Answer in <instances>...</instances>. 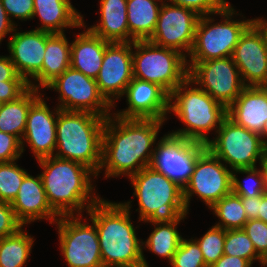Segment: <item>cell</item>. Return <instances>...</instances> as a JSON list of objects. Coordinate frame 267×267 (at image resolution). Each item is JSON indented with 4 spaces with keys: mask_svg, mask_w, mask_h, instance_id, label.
Returning a JSON list of instances; mask_svg holds the SVG:
<instances>
[{
    "mask_svg": "<svg viewBox=\"0 0 267 267\" xmlns=\"http://www.w3.org/2000/svg\"><path fill=\"white\" fill-rule=\"evenodd\" d=\"M199 17L192 9L164 1L153 35L148 40L155 45L178 50L187 57L194 44Z\"/></svg>",
    "mask_w": 267,
    "mask_h": 267,
    "instance_id": "14",
    "label": "cell"
},
{
    "mask_svg": "<svg viewBox=\"0 0 267 267\" xmlns=\"http://www.w3.org/2000/svg\"><path fill=\"white\" fill-rule=\"evenodd\" d=\"M166 1V0H164ZM171 4L194 10L199 16L217 15L229 2L226 0H167Z\"/></svg>",
    "mask_w": 267,
    "mask_h": 267,
    "instance_id": "39",
    "label": "cell"
},
{
    "mask_svg": "<svg viewBox=\"0 0 267 267\" xmlns=\"http://www.w3.org/2000/svg\"><path fill=\"white\" fill-rule=\"evenodd\" d=\"M17 220L25 226L35 220H50L54 224L60 217L49 205L41 176L29 173L24 177L16 198L11 203Z\"/></svg>",
    "mask_w": 267,
    "mask_h": 267,
    "instance_id": "21",
    "label": "cell"
},
{
    "mask_svg": "<svg viewBox=\"0 0 267 267\" xmlns=\"http://www.w3.org/2000/svg\"><path fill=\"white\" fill-rule=\"evenodd\" d=\"M188 78L226 109L246 87L232 57L187 61Z\"/></svg>",
    "mask_w": 267,
    "mask_h": 267,
    "instance_id": "11",
    "label": "cell"
},
{
    "mask_svg": "<svg viewBox=\"0 0 267 267\" xmlns=\"http://www.w3.org/2000/svg\"><path fill=\"white\" fill-rule=\"evenodd\" d=\"M251 266L252 264L244 258L223 254L210 267H251Z\"/></svg>",
    "mask_w": 267,
    "mask_h": 267,
    "instance_id": "43",
    "label": "cell"
},
{
    "mask_svg": "<svg viewBox=\"0 0 267 267\" xmlns=\"http://www.w3.org/2000/svg\"><path fill=\"white\" fill-rule=\"evenodd\" d=\"M100 21L88 29L111 43L129 42L127 0H100Z\"/></svg>",
    "mask_w": 267,
    "mask_h": 267,
    "instance_id": "25",
    "label": "cell"
},
{
    "mask_svg": "<svg viewBox=\"0 0 267 267\" xmlns=\"http://www.w3.org/2000/svg\"><path fill=\"white\" fill-rule=\"evenodd\" d=\"M75 215L60 216L55 222L65 261L69 267H103L95 223L86 224L83 215Z\"/></svg>",
    "mask_w": 267,
    "mask_h": 267,
    "instance_id": "10",
    "label": "cell"
},
{
    "mask_svg": "<svg viewBox=\"0 0 267 267\" xmlns=\"http://www.w3.org/2000/svg\"><path fill=\"white\" fill-rule=\"evenodd\" d=\"M203 254L208 267L215 263L224 254L225 230L212 226L200 239H194Z\"/></svg>",
    "mask_w": 267,
    "mask_h": 267,
    "instance_id": "36",
    "label": "cell"
},
{
    "mask_svg": "<svg viewBox=\"0 0 267 267\" xmlns=\"http://www.w3.org/2000/svg\"><path fill=\"white\" fill-rule=\"evenodd\" d=\"M243 230L252 241L257 254L264 259L267 257V224L259 219L248 220Z\"/></svg>",
    "mask_w": 267,
    "mask_h": 267,
    "instance_id": "38",
    "label": "cell"
},
{
    "mask_svg": "<svg viewBox=\"0 0 267 267\" xmlns=\"http://www.w3.org/2000/svg\"><path fill=\"white\" fill-rule=\"evenodd\" d=\"M263 267H267V257H265L263 260H262V264H261Z\"/></svg>",
    "mask_w": 267,
    "mask_h": 267,
    "instance_id": "50",
    "label": "cell"
},
{
    "mask_svg": "<svg viewBox=\"0 0 267 267\" xmlns=\"http://www.w3.org/2000/svg\"><path fill=\"white\" fill-rule=\"evenodd\" d=\"M133 78L155 83L170 94L188 78L187 57L149 40L132 42Z\"/></svg>",
    "mask_w": 267,
    "mask_h": 267,
    "instance_id": "7",
    "label": "cell"
},
{
    "mask_svg": "<svg viewBox=\"0 0 267 267\" xmlns=\"http://www.w3.org/2000/svg\"><path fill=\"white\" fill-rule=\"evenodd\" d=\"M129 267H145L144 265H138V266H129Z\"/></svg>",
    "mask_w": 267,
    "mask_h": 267,
    "instance_id": "51",
    "label": "cell"
},
{
    "mask_svg": "<svg viewBox=\"0 0 267 267\" xmlns=\"http://www.w3.org/2000/svg\"><path fill=\"white\" fill-rule=\"evenodd\" d=\"M263 141L267 144V121L265 122L263 132L261 133Z\"/></svg>",
    "mask_w": 267,
    "mask_h": 267,
    "instance_id": "48",
    "label": "cell"
},
{
    "mask_svg": "<svg viewBox=\"0 0 267 267\" xmlns=\"http://www.w3.org/2000/svg\"><path fill=\"white\" fill-rule=\"evenodd\" d=\"M230 192L232 170L206 148L196 158L190 179L183 187V200L187 211L194 194L211 208Z\"/></svg>",
    "mask_w": 267,
    "mask_h": 267,
    "instance_id": "13",
    "label": "cell"
},
{
    "mask_svg": "<svg viewBox=\"0 0 267 267\" xmlns=\"http://www.w3.org/2000/svg\"><path fill=\"white\" fill-rule=\"evenodd\" d=\"M237 125L261 135L267 121V86H246L227 108Z\"/></svg>",
    "mask_w": 267,
    "mask_h": 267,
    "instance_id": "22",
    "label": "cell"
},
{
    "mask_svg": "<svg viewBox=\"0 0 267 267\" xmlns=\"http://www.w3.org/2000/svg\"><path fill=\"white\" fill-rule=\"evenodd\" d=\"M216 134L206 148L232 170L255 168L267 150L261 135L237 125L228 116L222 120Z\"/></svg>",
    "mask_w": 267,
    "mask_h": 267,
    "instance_id": "9",
    "label": "cell"
},
{
    "mask_svg": "<svg viewBox=\"0 0 267 267\" xmlns=\"http://www.w3.org/2000/svg\"><path fill=\"white\" fill-rule=\"evenodd\" d=\"M238 172L247 175L243 183L236 176ZM232 192L240 197H256L265 194L267 191L261 168L232 170Z\"/></svg>",
    "mask_w": 267,
    "mask_h": 267,
    "instance_id": "35",
    "label": "cell"
},
{
    "mask_svg": "<svg viewBox=\"0 0 267 267\" xmlns=\"http://www.w3.org/2000/svg\"><path fill=\"white\" fill-rule=\"evenodd\" d=\"M151 166L182 188L189 181L196 158L206 145L166 134L156 143Z\"/></svg>",
    "mask_w": 267,
    "mask_h": 267,
    "instance_id": "16",
    "label": "cell"
},
{
    "mask_svg": "<svg viewBox=\"0 0 267 267\" xmlns=\"http://www.w3.org/2000/svg\"><path fill=\"white\" fill-rule=\"evenodd\" d=\"M210 210L220 219L215 226L224 230L243 229L248 221L241 197L233 192L217 201Z\"/></svg>",
    "mask_w": 267,
    "mask_h": 267,
    "instance_id": "31",
    "label": "cell"
},
{
    "mask_svg": "<svg viewBox=\"0 0 267 267\" xmlns=\"http://www.w3.org/2000/svg\"><path fill=\"white\" fill-rule=\"evenodd\" d=\"M179 222L181 221L152 224L156 227L146 241L142 240V248H148L147 250L160 257L167 258L168 262L171 263L183 238L176 227Z\"/></svg>",
    "mask_w": 267,
    "mask_h": 267,
    "instance_id": "29",
    "label": "cell"
},
{
    "mask_svg": "<svg viewBox=\"0 0 267 267\" xmlns=\"http://www.w3.org/2000/svg\"><path fill=\"white\" fill-rule=\"evenodd\" d=\"M224 254L244 258L251 264L257 260L262 264L263 260L243 229L225 230Z\"/></svg>",
    "mask_w": 267,
    "mask_h": 267,
    "instance_id": "33",
    "label": "cell"
},
{
    "mask_svg": "<svg viewBox=\"0 0 267 267\" xmlns=\"http://www.w3.org/2000/svg\"><path fill=\"white\" fill-rule=\"evenodd\" d=\"M228 4L217 13L223 17L219 23H213L212 15L200 16L195 29V40L187 61H208L232 57L235 46L245 29L255 20H234L239 15ZM233 16V17H232ZM213 23V24H212Z\"/></svg>",
    "mask_w": 267,
    "mask_h": 267,
    "instance_id": "8",
    "label": "cell"
},
{
    "mask_svg": "<svg viewBox=\"0 0 267 267\" xmlns=\"http://www.w3.org/2000/svg\"><path fill=\"white\" fill-rule=\"evenodd\" d=\"M65 33H53L46 41L42 71L32 80L37 81L32 88L45 89L55 78L60 76L71 64V43Z\"/></svg>",
    "mask_w": 267,
    "mask_h": 267,
    "instance_id": "26",
    "label": "cell"
},
{
    "mask_svg": "<svg viewBox=\"0 0 267 267\" xmlns=\"http://www.w3.org/2000/svg\"><path fill=\"white\" fill-rule=\"evenodd\" d=\"M16 24L11 21L0 0V43L8 33L15 31Z\"/></svg>",
    "mask_w": 267,
    "mask_h": 267,
    "instance_id": "44",
    "label": "cell"
},
{
    "mask_svg": "<svg viewBox=\"0 0 267 267\" xmlns=\"http://www.w3.org/2000/svg\"><path fill=\"white\" fill-rule=\"evenodd\" d=\"M132 201L115 203L100 198L86 212L95 223L103 267H149L130 219Z\"/></svg>",
    "mask_w": 267,
    "mask_h": 267,
    "instance_id": "2",
    "label": "cell"
},
{
    "mask_svg": "<svg viewBox=\"0 0 267 267\" xmlns=\"http://www.w3.org/2000/svg\"><path fill=\"white\" fill-rule=\"evenodd\" d=\"M132 42L109 43L96 78L100 93L113 106L133 79Z\"/></svg>",
    "mask_w": 267,
    "mask_h": 267,
    "instance_id": "17",
    "label": "cell"
},
{
    "mask_svg": "<svg viewBox=\"0 0 267 267\" xmlns=\"http://www.w3.org/2000/svg\"><path fill=\"white\" fill-rule=\"evenodd\" d=\"M193 84L187 78L169 94L168 112H174L186 126L169 134L206 145L210 141L207 134L212 130L217 132L227 116V109L203 89L193 87Z\"/></svg>",
    "mask_w": 267,
    "mask_h": 267,
    "instance_id": "5",
    "label": "cell"
},
{
    "mask_svg": "<svg viewBox=\"0 0 267 267\" xmlns=\"http://www.w3.org/2000/svg\"><path fill=\"white\" fill-rule=\"evenodd\" d=\"M137 197L139 220L148 223L184 221L188 211L183 188L164 173L147 166L129 177Z\"/></svg>",
    "mask_w": 267,
    "mask_h": 267,
    "instance_id": "6",
    "label": "cell"
},
{
    "mask_svg": "<svg viewBox=\"0 0 267 267\" xmlns=\"http://www.w3.org/2000/svg\"><path fill=\"white\" fill-rule=\"evenodd\" d=\"M39 17L41 26L35 28L49 33H64L66 28L84 27L83 16L77 12L70 0H34V17Z\"/></svg>",
    "mask_w": 267,
    "mask_h": 267,
    "instance_id": "23",
    "label": "cell"
},
{
    "mask_svg": "<svg viewBox=\"0 0 267 267\" xmlns=\"http://www.w3.org/2000/svg\"><path fill=\"white\" fill-rule=\"evenodd\" d=\"M46 88L59 93L57 107L61 110L89 112L105 118L112 115L110 110L113 106L100 93L96 79L84 75L71 66Z\"/></svg>",
    "mask_w": 267,
    "mask_h": 267,
    "instance_id": "12",
    "label": "cell"
},
{
    "mask_svg": "<svg viewBox=\"0 0 267 267\" xmlns=\"http://www.w3.org/2000/svg\"><path fill=\"white\" fill-rule=\"evenodd\" d=\"M28 88L29 84L18 75L10 57L0 56V103L16 100Z\"/></svg>",
    "mask_w": 267,
    "mask_h": 267,
    "instance_id": "32",
    "label": "cell"
},
{
    "mask_svg": "<svg viewBox=\"0 0 267 267\" xmlns=\"http://www.w3.org/2000/svg\"><path fill=\"white\" fill-rule=\"evenodd\" d=\"M9 38V57L15 70L32 87L31 78H35L42 71L46 41L52 34L41 30L17 32Z\"/></svg>",
    "mask_w": 267,
    "mask_h": 267,
    "instance_id": "19",
    "label": "cell"
},
{
    "mask_svg": "<svg viewBox=\"0 0 267 267\" xmlns=\"http://www.w3.org/2000/svg\"><path fill=\"white\" fill-rule=\"evenodd\" d=\"M22 153L21 140L0 131V163L18 160Z\"/></svg>",
    "mask_w": 267,
    "mask_h": 267,
    "instance_id": "40",
    "label": "cell"
},
{
    "mask_svg": "<svg viewBox=\"0 0 267 267\" xmlns=\"http://www.w3.org/2000/svg\"><path fill=\"white\" fill-rule=\"evenodd\" d=\"M0 163V201L12 203L18 194L27 171L19 167L16 162Z\"/></svg>",
    "mask_w": 267,
    "mask_h": 267,
    "instance_id": "34",
    "label": "cell"
},
{
    "mask_svg": "<svg viewBox=\"0 0 267 267\" xmlns=\"http://www.w3.org/2000/svg\"><path fill=\"white\" fill-rule=\"evenodd\" d=\"M42 96L44 95H41L29 109L26 129L21 140L22 152H24L25 142L28 143L37 161L54 156L56 124L60 109L56 107L54 112L50 111Z\"/></svg>",
    "mask_w": 267,
    "mask_h": 267,
    "instance_id": "18",
    "label": "cell"
},
{
    "mask_svg": "<svg viewBox=\"0 0 267 267\" xmlns=\"http://www.w3.org/2000/svg\"><path fill=\"white\" fill-rule=\"evenodd\" d=\"M107 118L89 112L59 109L55 157L81 163L96 176L102 163V138Z\"/></svg>",
    "mask_w": 267,
    "mask_h": 267,
    "instance_id": "4",
    "label": "cell"
},
{
    "mask_svg": "<svg viewBox=\"0 0 267 267\" xmlns=\"http://www.w3.org/2000/svg\"><path fill=\"white\" fill-rule=\"evenodd\" d=\"M104 123L102 163L105 178L128 177L151 166L158 132L165 120L121 118L114 114Z\"/></svg>",
    "mask_w": 267,
    "mask_h": 267,
    "instance_id": "1",
    "label": "cell"
},
{
    "mask_svg": "<svg viewBox=\"0 0 267 267\" xmlns=\"http://www.w3.org/2000/svg\"><path fill=\"white\" fill-rule=\"evenodd\" d=\"M163 2L164 0H127L129 42L148 40L153 35Z\"/></svg>",
    "mask_w": 267,
    "mask_h": 267,
    "instance_id": "27",
    "label": "cell"
},
{
    "mask_svg": "<svg viewBox=\"0 0 267 267\" xmlns=\"http://www.w3.org/2000/svg\"><path fill=\"white\" fill-rule=\"evenodd\" d=\"M242 205L245 209L248 220L258 219L259 213V196L241 197Z\"/></svg>",
    "mask_w": 267,
    "mask_h": 267,
    "instance_id": "45",
    "label": "cell"
},
{
    "mask_svg": "<svg viewBox=\"0 0 267 267\" xmlns=\"http://www.w3.org/2000/svg\"><path fill=\"white\" fill-rule=\"evenodd\" d=\"M22 227L15 217L11 203L0 201V239L15 234Z\"/></svg>",
    "mask_w": 267,
    "mask_h": 267,
    "instance_id": "42",
    "label": "cell"
},
{
    "mask_svg": "<svg viewBox=\"0 0 267 267\" xmlns=\"http://www.w3.org/2000/svg\"><path fill=\"white\" fill-rule=\"evenodd\" d=\"M258 219L267 224V192L259 196Z\"/></svg>",
    "mask_w": 267,
    "mask_h": 267,
    "instance_id": "46",
    "label": "cell"
},
{
    "mask_svg": "<svg viewBox=\"0 0 267 267\" xmlns=\"http://www.w3.org/2000/svg\"><path fill=\"white\" fill-rule=\"evenodd\" d=\"M232 58L245 86H267L265 19H255L241 34Z\"/></svg>",
    "mask_w": 267,
    "mask_h": 267,
    "instance_id": "15",
    "label": "cell"
},
{
    "mask_svg": "<svg viewBox=\"0 0 267 267\" xmlns=\"http://www.w3.org/2000/svg\"><path fill=\"white\" fill-rule=\"evenodd\" d=\"M38 89L29 87L21 96L0 105V131L22 140L27 115L31 105L42 95Z\"/></svg>",
    "mask_w": 267,
    "mask_h": 267,
    "instance_id": "28",
    "label": "cell"
},
{
    "mask_svg": "<svg viewBox=\"0 0 267 267\" xmlns=\"http://www.w3.org/2000/svg\"><path fill=\"white\" fill-rule=\"evenodd\" d=\"M265 40H266V47H267V20L265 19Z\"/></svg>",
    "mask_w": 267,
    "mask_h": 267,
    "instance_id": "49",
    "label": "cell"
},
{
    "mask_svg": "<svg viewBox=\"0 0 267 267\" xmlns=\"http://www.w3.org/2000/svg\"><path fill=\"white\" fill-rule=\"evenodd\" d=\"M38 163L44 170L40 176L48 203L59 216L76 212L81 215L100 199L92 194L95 188L91 175L97 176L87 166L55 156L40 159Z\"/></svg>",
    "mask_w": 267,
    "mask_h": 267,
    "instance_id": "3",
    "label": "cell"
},
{
    "mask_svg": "<svg viewBox=\"0 0 267 267\" xmlns=\"http://www.w3.org/2000/svg\"><path fill=\"white\" fill-rule=\"evenodd\" d=\"M128 108L113 113L121 118L167 120L169 94L159 85L133 78L125 91Z\"/></svg>",
    "mask_w": 267,
    "mask_h": 267,
    "instance_id": "20",
    "label": "cell"
},
{
    "mask_svg": "<svg viewBox=\"0 0 267 267\" xmlns=\"http://www.w3.org/2000/svg\"><path fill=\"white\" fill-rule=\"evenodd\" d=\"M109 43L89 29L76 35L71 43L70 66L84 75L96 79L102 66L106 46Z\"/></svg>",
    "mask_w": 267,
    "mask_h": 267,
    "instance_id": "24",
    "label": "cell"
},
{
    "mask_svg": "<svg viewBox=\"0 0 267 267\" xmlns=\"http://www.w3.org/2000/svg\"><path fill=\"white\" fill-rule=\"evenodd\" d=\"M6 13L13 22V18L30 20L33 18L34 0H1ZM12 17V18H11Z\"/></svg>",
    "mask_w": 267,
    "mask_h": 267,
    "instance_id": "41",
    "label": "cell"
},
{
    "mask_svg": "<svg viewBox=\"0 0 267 267\" xmlns=\"http://www.w3.org/2000/svg\"><path fill=\"white\" fill-rule=\"evenodd\" d=\"M172 267H208L198 243L191 238H182L171 261Z\"/></svg>",
    "mask_w": 267,
    "mask_h": 267,
    "instance_id": "37",
    "label": "cell"
},
{
    "mask_svg": "<svg viewBox=\"0 0 267 267\" xmlns=\"http://www.w3.org/2000/svg\"><path fill=\"white\" fill-rule=\"evenodd\" d=\"M23 228L0 239V267H23L31 254L33 236Z\"/></svg>",
    "mask_w": 267,
    "mask_h": 267,
    "instance_id": "30",
    "label": "cell"
},
{
    "mask_svg": "<svg viewBox=\"0 0 267 267\" xmlns=\"http://www.w3.org/2000/svg\"><path fill=\"white\" fill-rule=\"evenodd\" d=\"M260 168L262 170L263 176H264V184L267 191V150L262 157V160L260 161Z\"/></svg>",
    "mask_w": 267,
    "mask_h": 267,
    "instance_id": "47",
    "label": "cell"
}]
</instances>
